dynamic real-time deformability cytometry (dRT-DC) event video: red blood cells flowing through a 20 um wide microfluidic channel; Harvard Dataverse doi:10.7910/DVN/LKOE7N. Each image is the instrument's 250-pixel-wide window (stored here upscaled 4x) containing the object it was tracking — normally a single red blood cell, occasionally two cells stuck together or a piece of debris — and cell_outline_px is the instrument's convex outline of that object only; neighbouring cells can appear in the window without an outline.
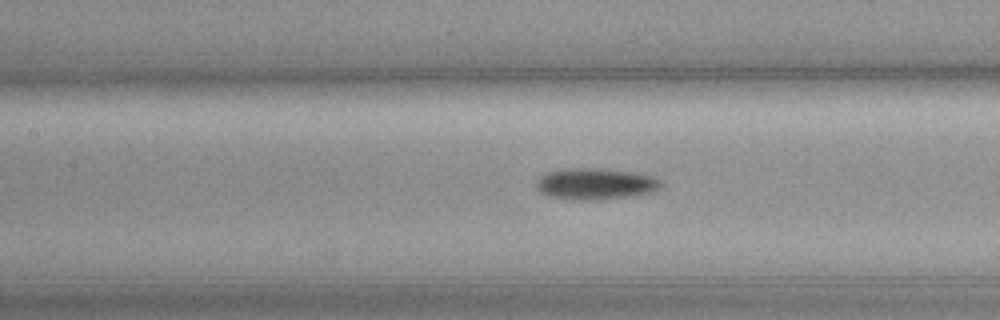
{"species": "common noctule bat (a hibernating species)", "species_latin": "Nyctalus noctula", "temperature_condition": "cold", "stored_images_in_passage": 54, "camera_frame_rate_fps": 3000, "um_per_image_px": 0.085, "animal": {"sex": "female", "body_mass_g": 19.3, "forearm_length_mm": 54.1}, "frame": {"image": 1, "passage_image": 23, "time_ms": 7.333, "image_size_px": [1000, 320], "cell_outline_px": [[660, 184], [656, 188], [648, 192], [628, 196], [584, 200], [572, 200], [548, 196], [540, 192], [536, 188], [536, 180], [540, 176], [548, 172], [568, 168], [600, 168], [632, 172], [656, 176], [660, 180]], "centroid_in_image_um": [50.53, 15.61], "position_along_channel_um": 156.9, "area_um2": 22.48}}
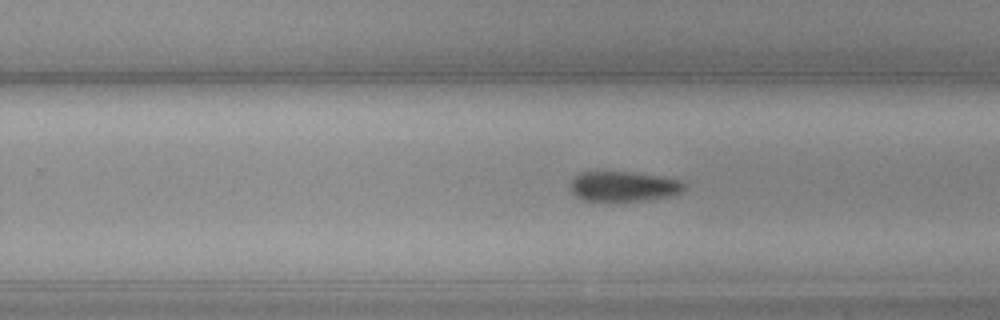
{"frame": {"image": 2, "passage_image": 33, "time_ms": 10.667, "image_size_px": [1000, 320], "cell_outline_px": [[684, 188], [680, 192], [664, 196], [640, 200], [584, 200], [576, 196], [572, 192], [572, 176], [580, 172], [628, 172], [656, 176], [680, 180], [684, 184]], "centroid_in_image_um": [52.93, 15.82], "position_along_channel_um": 276.9, "area_um2": 19.19}}
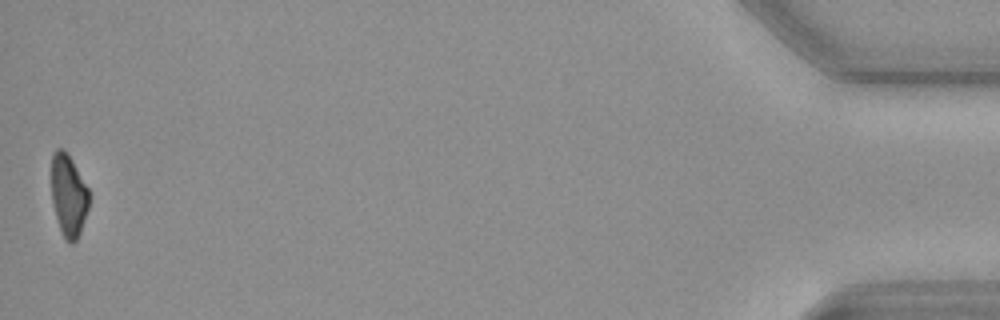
{"frame": {"image": 3, "passage_image": 54, "time_ms": 17.667, "image_size_px": [1000, 320], "cell_outline_px": [[88, 208], [80, 232], [76, 240], [72, 244], [68, 244], [64, 240], [56, 216], [52, 200], [52, 152], [56, 148], [64, 148], [68, 152], [88, 188]], "centroid_in_image_um": [5.82, 16.59], "position_along_channel_um": 429.4, "area_um2": 17.98}}